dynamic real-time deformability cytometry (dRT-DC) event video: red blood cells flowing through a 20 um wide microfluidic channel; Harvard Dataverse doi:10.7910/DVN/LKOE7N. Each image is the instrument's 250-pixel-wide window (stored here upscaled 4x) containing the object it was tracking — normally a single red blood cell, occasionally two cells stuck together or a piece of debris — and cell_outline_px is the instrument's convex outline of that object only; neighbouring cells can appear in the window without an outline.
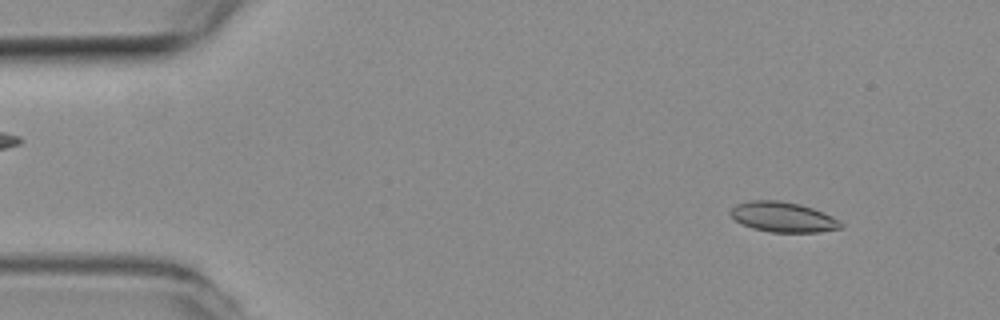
{"species": "common noctule bat (a hibernating species)", "species_latin": "Nyctalus noctula", "temperature_condition": "room temperature", "stored_images_in_passage": 54, "camera_frame_rate_fps": 3000, "um_per_image_px": 0.085, "animal": {"sex": "female", "body_mass_g": 19.3, "forearm_length_mm": 54.1}, "frame": {"image": 1, "passage_image": 5, "time_ms": 1.333, "image_size_px": [1000, 320], "cell_outline_px": [[844, 224], [840, 228], [820, 232], [772, 232], [752, 228], [740, 224], [728, 212], [736, 204], [748, 200], [780, 200], [800, 204], [812, 208], [832, 216], [840, 220]], "centroid_in_image_um": [66.54, 18.44], "position_along_channel_um": 18.5, "area_um2": 19.48}}
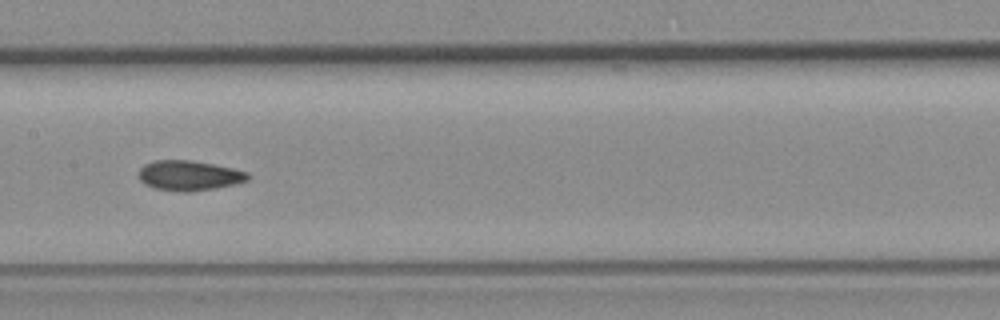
{"frame": {"image": 2, "passage_image": 26, "time_ms": 8.333, "image_size_px": [1000, 320], "cell_outline_px": [[248, 180], [236, 184], [192, 192], [180, 192], [156, 188], [144, 184], [140, 180], [140, 168], [144, 164], [156, 160], [188, 160], [212, 164], [232, 168], [248, 172]], "centroid_in_image_um": [16.07, 14.93], "position_along_channel_um": 191.3, "area_um2": 18.96}}
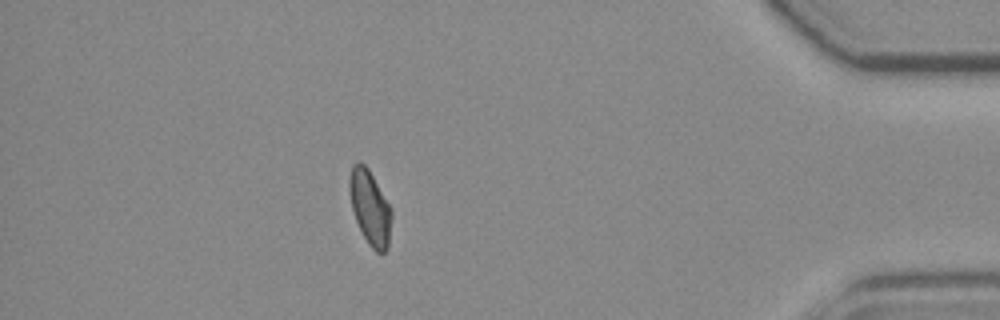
{"frame": {"image": 3, "passage_image": 47, "time_ms": 15.333, "image_size_px": [1000, 320], "cell_outline_px": [[392, 216], [388, 248], [384, 252], [376, 252], [368, 244], [356, 220], [352, 208], [348, 188], [348, 180], [352, 164], [360, 160], [368, 168], [392, 208]], "centroid_in_image_um": [31.45, 17.61], "position_along_channel_um": 403.8, "area_um2": 18.44}, "authors_computed_cell_mechanics": {"area_um2": 18.9584, "velocity_mm_per_s": 3.754, "shape_relaxation_time_tau1_ms": null, "shape_relaxation_time_tau2_ms": 2.2291, "deformation_change_tau1": null, "deformation_change_tau2": 0.0704}}